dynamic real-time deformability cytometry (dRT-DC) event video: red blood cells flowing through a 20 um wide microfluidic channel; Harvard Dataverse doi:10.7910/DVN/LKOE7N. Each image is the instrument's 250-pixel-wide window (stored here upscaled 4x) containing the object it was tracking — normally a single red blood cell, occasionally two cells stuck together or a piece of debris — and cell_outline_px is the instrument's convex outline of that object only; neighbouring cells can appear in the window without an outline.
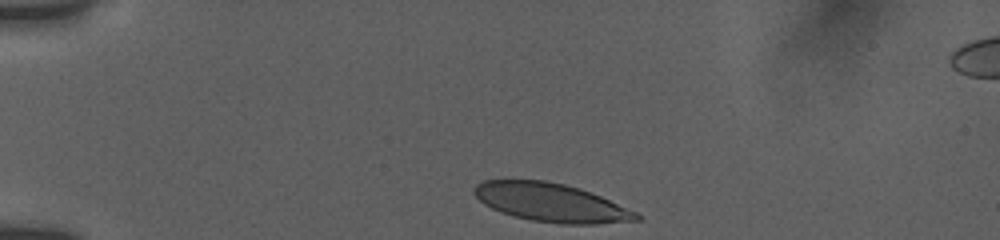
{"species": "human", "species_latin": "Homo sapiens", "temperature_condition": "room temperature", "stored_images_in_passage": 11, "camera_frame_rate_fps": 3000, "um_per_image_px": 0.085, "donor": {"sex": "female"}, "frame": {"image": 1, "passage_image": 1, "time_ms": 0.0, "image_size_px": [1000, 240], "cell_outline_px": [[640, 220], [596, 224], [560, 224], [532, 220], [500, 212], [484, 204], [472, 192], [472, 188], [476, 184], [484, 180], [544, 180], [564, 184], [580, 188], [600, 196], [636, 212], [640, 216]], "centroid_in_image_um": [46.81, 17.21], "position_along_channel_um": 38.2, "area_um2": 36.18}}
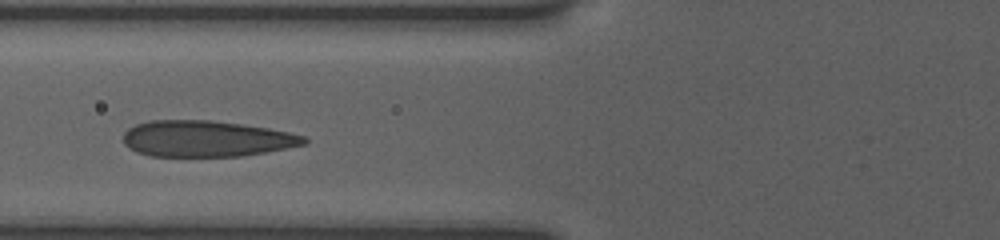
{"frame": {"image": 2, "passage_image": 9, "time_ms": 3.333, "image_size_px": [1000, 240], "cell_outline_px": [[308, 140], [304, 144], [264, 152], [240, 156], [152, 156], [136, 152], [128, 148], [124, 144], [124, 132], [128, 128], [136, 124], [152, 120], [208, 120], [240, 124], [268, 128], [288, 132], [304, 136]], "centroid_in_image_um": [17.48, 11.79], "position_along_channel_um": 108.3, "area_um2": 37.8}}
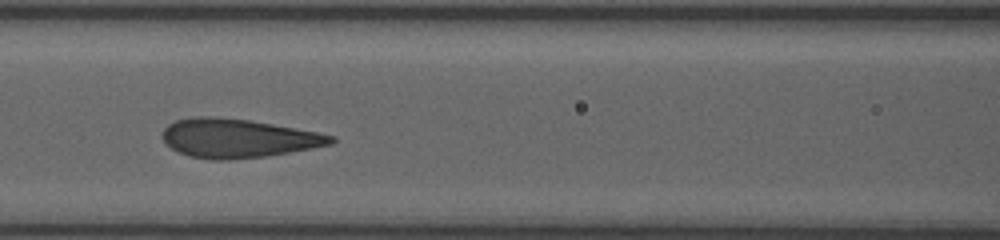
{"frame": {"image": 3, "passage_image": 10, "time_ms": 4.333, "image_size_px": [1000, 240], "cell_outline_px": [[336, 140], [332, 144], [312, 148], [264, 156], [232, 160], [212, 160], [188, 156], [172, 148], [164, 140], [164, 128], [168, 124], [176, 120], [192, 116], [212, 116], [248, 120], [272, 124], [316, 132], [336, 136]], "centroid_in_image_um": [20.22, 11.75], "position_along_channel_um": 146.4, "area_um2": 37.86}}